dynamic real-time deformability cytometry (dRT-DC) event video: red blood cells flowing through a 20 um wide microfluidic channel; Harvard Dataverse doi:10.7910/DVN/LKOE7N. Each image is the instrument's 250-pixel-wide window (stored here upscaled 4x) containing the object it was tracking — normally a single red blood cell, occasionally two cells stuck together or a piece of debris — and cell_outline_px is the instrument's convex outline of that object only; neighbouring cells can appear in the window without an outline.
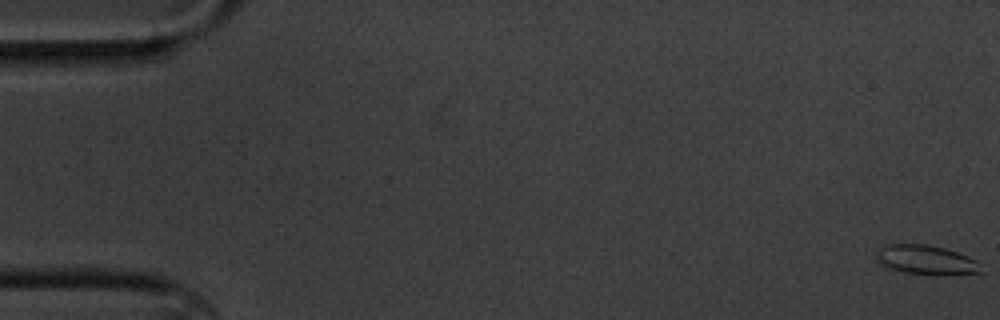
{"species": "common noctule bat (a hibernating species)", "species_latin": "Nyctalus noctula", "temperature_condition": "cold", "stored_images_in_passage": 62, "camera_frame_rate_fps": 3000, "um_per_image_px": 0.085, "animal": {"sex": "male", "body_mass_g": 20.1, "forearm_length_mm": 53.5}, "frame": {"image": 1, "passage_image": 1, "time_ms": 0.0, "image_size_px": [1000, 320], "cell_outline_px": [[984, 272], [904, 272], [884, 268], [876, 260], [876, 248], [880, 244], [928, 244], [944, 248], [968, 256], [976, 260]], "centroid_in_image_um": [78.55, 22.02], "position_along_channel_um": 6.4, "area_um2": 17.34}}
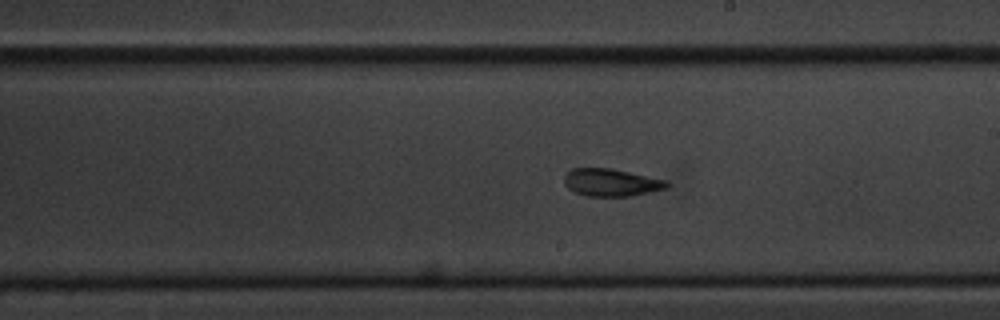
{"frame": {"image": 2, "passage_image": 35, "time_ms": 11.333, "image_size_px": [1000, 320], "cell_outline_px": [[668, 188], [632, 196], [588, 196], [576, 192], [568, 188], [564, 184], [564, 176], [572, 168], [612, 168], [668, 180]], "centroid_in_image_um": [51.97, 15.5], "position_along_channel_um": 237.0, "area_um2": 16.53}}
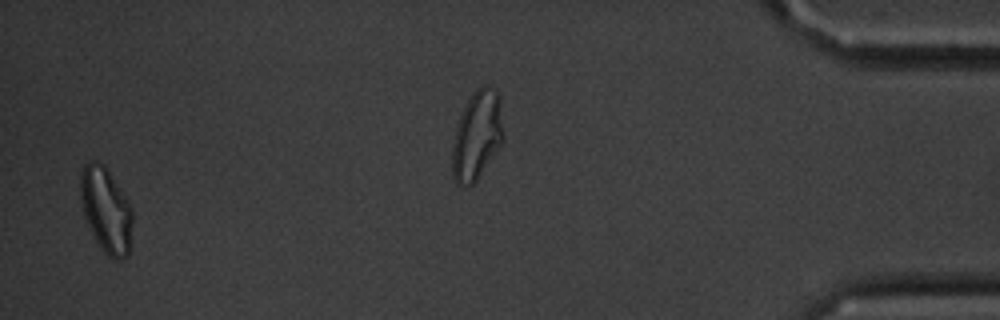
{"frame": {"image": 3, "passage_image": 60, "time_ms": 19.667, "image_size_px": [1000, 320], "cell_outline_px": [[132, 224], [128, 256], [120, 260], [116, 260], [108, 256], [100, 248], [84, 216], [80, 200], [80, 168], [88, 160], [96, 160], [104, 164], [132, 204]], "centroid_in_image_um": [9.01, 17.8], "position_along_channel_um": 426.2, "area_um2": 26.36}, "authors_computed_cell_mechanics": {"area_um2": 17.051, "velocity_mm_per_s": 3.314, "shape_relaxation_time_tau1_ms": 6.5138, "shape_relaxation_time_tau2_ms": 5.8678, "deformation_change_tau1": 0.1366, "deformation_change_tau2": 0.1084}}